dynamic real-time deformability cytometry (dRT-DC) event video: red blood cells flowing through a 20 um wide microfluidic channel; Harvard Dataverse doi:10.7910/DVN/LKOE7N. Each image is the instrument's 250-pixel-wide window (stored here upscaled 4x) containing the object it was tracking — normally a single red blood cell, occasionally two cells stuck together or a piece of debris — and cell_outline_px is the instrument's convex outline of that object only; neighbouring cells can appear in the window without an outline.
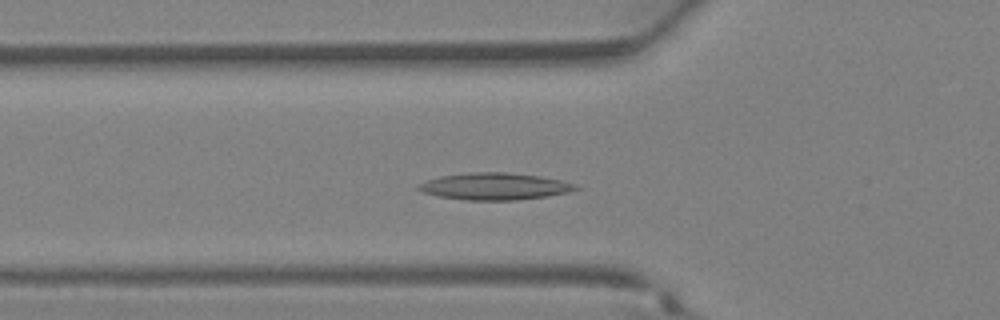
{"species": "Egyptian fruit bat (a non-hibernating species)", "species_latin": "Rousettus aegyptiacus", "temperature_condition": "warm", "stored_images_in_passage": 35, "camera_frame_rate_fps": 3000, "um_per_image_px": 0.085, "animal": {"sex": "female"}, "frame": {"image": 1, "passage_image": 11, "time_ms": 3.333, "image_size_px": [1000, 320], "cell_outline_px": [[580, 188], [568, 192], [548, 196], [516, 200], [464, 200], [440, 196], [424, 192], [416, 188], [416, 184], [440, 176], [468, 172], [504, 172], [540, 176], [560, 180], [576, 184]], "centroid_in_image_um": [42.04, 15.84], "position_along_channel_um": 83.8, "area_um2": 24.62}}
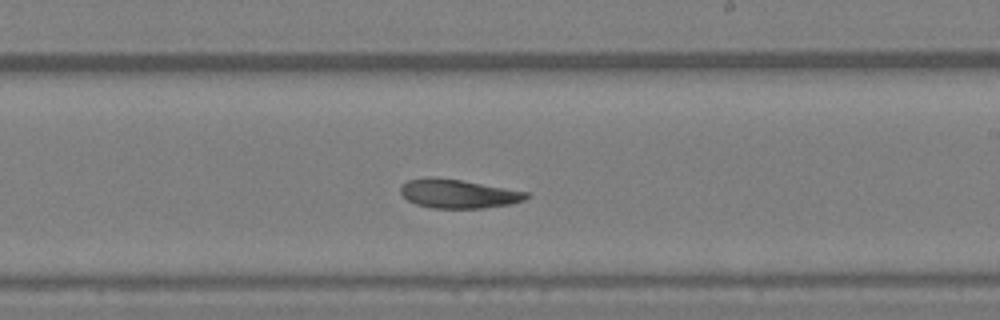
{"frame": {"image": 2, "passage_image": 20, "time_ms": 6.333, "image_size_px": [1000, 320], "cell_outline_px": [[528, 196], [524, 200], [508, 204], [484, 208], [432, 208], [416, 204], [408, 200], [400, 192], [400, 184], [408, 180], [428, 176], [432, 176], [460, 180], [528, 192]], "centroid_in_image_um": [38.89, 16.46], "position_along_channel_um": 250.1, "area_um2": 21.04}}
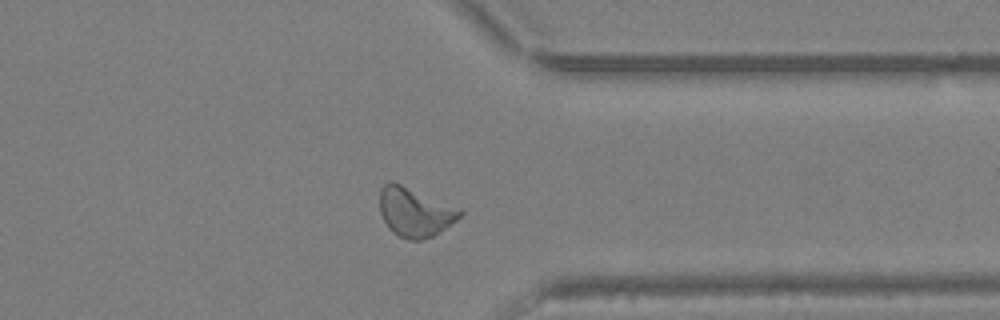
{"frame": {"image": 3, "passage_image": 27, "time_ms": 8.667, "image_size_px": [1000, 320], "cell_outline_px": [[464, 212], [456, 220], [432, 236], [420, 240], [408, 240], [392, 232], [388, 228], [380, 212], [380, 188], [388, 180], [392, 180], [464, 208]], "centroid_in_image_um": [35.28, 17.98], "position_along_channel_um": 376.1, "area_um2": 23.35}}